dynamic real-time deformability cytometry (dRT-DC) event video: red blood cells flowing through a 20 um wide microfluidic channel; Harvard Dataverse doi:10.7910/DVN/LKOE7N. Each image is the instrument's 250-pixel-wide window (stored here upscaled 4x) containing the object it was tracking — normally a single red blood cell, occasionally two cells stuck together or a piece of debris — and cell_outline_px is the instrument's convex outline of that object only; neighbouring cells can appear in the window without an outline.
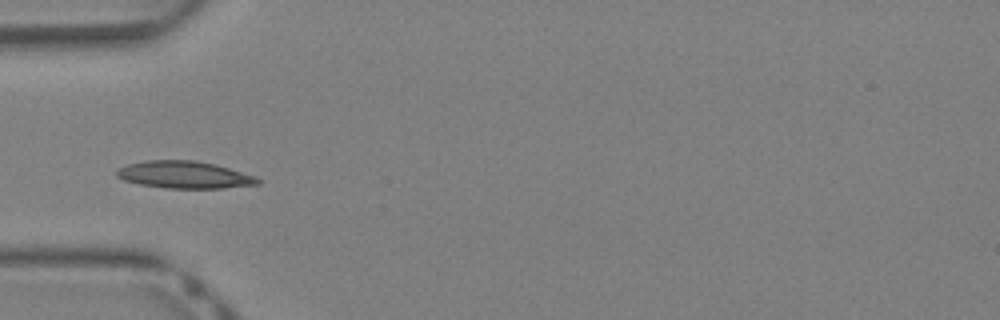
{"species": "Egyptian fruit bat (a non-hibernating species)", "species_latin": "Rousettus aegyptiacus", "temperature_condition": "warm", "stored_images_in_passage": 26, "camera_frame_rate_fps": 3000, "um_per_image_px": 0.085, "animal": {"sex": "female"}, "frame": {"image": 1, "passage_image": 7, "time_ms": 2.0, "image_size_px": [1000, 320], "cell_outline_px": [[260, 184], [224, 188], [164, 188], [140, 184], [124, 180], [116, 176], [116, 172], [120, 168], [128, 164], [144, 160], [196, 160], [216, 164], [256, 176], [260, 180]], "centroid_in_image_um": [15.69, 14.85], "position_along_channel_um": 69.3, "area_um2": 22.43}}
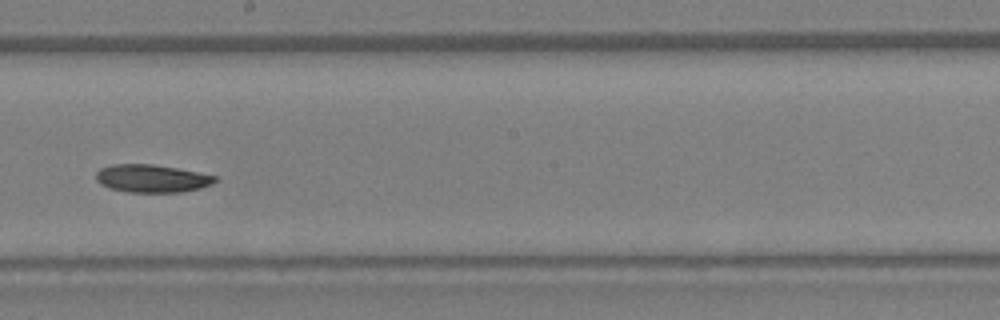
{"frame": {"image": 2, "passage_image": 17, "time_ms": 5.333, "image_size_px": [1000, 320], "cell_outline_px": [[216, 180], [212, 184], [200, 188], [180, 192], [128, 192], [108, 188], [100, 184], [96, 180], [96, 172], [100, 168], [112, 164], [152, 164], [176, 168], [216, 176]], "centroid_in_image_um": [12.85, 15.17], "position_along_channel_um": 235.3, "area_um2": 19.25}}
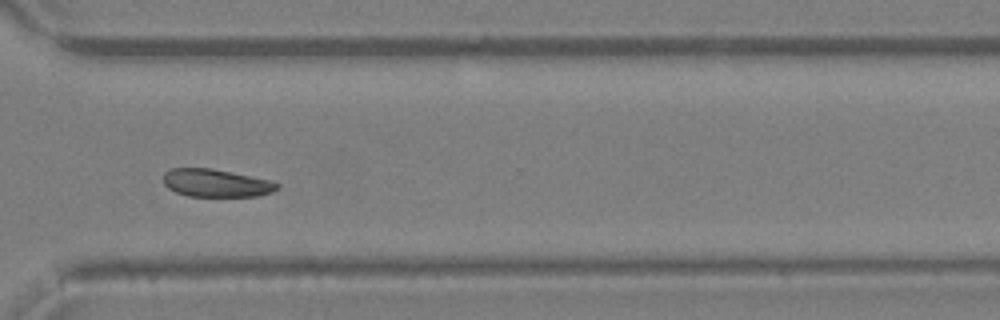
{"frame": {"image": 3, "passage_image": 24, "time_ms": 7.667, "image_size_px": [1000, 320], "cell_outline_px": [[280, 188], [272, 192], [256, 196], [188, 196], [176, 192], [168, 188], [164, 184], [164, 172], [172, 168], [212, 168], [272, 180], [280, 184]], "centroid_in_image_um": [18.39, 15.55], "position_along_channel_um": 352.2, "area_um2": 18.55}, "authors_computed_cell_mechanics": {"area_um2": 20.0277, "velocity_mm_per_s": 4.9936, "shape_relaxation_time_tau1_ms": 5.2781, "shape_relaxation_time_tau2_ms": null, "deformation_change_tau1": 0.1201, "deformation_change_tau2": null}}